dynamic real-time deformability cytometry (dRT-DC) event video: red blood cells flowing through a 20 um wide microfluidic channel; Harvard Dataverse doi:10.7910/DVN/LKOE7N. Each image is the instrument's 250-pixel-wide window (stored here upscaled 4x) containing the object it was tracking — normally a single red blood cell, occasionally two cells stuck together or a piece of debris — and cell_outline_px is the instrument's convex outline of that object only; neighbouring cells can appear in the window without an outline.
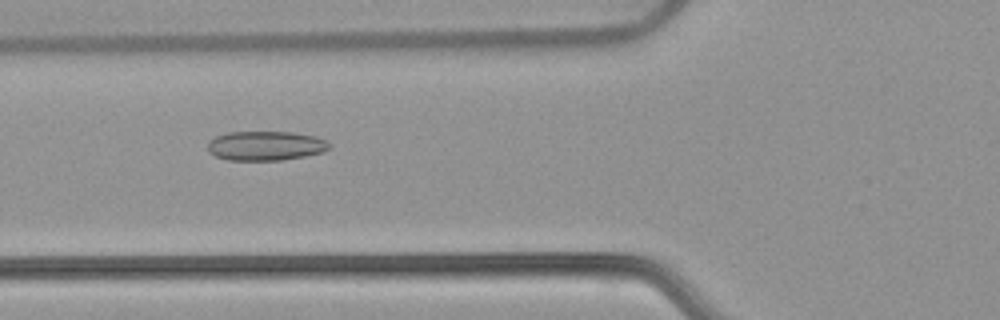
{"species": "common noctule bat (a hibernating species)", "species_latin": "Nyctalus noctula", "temperature_condition": "warm", "stored_images_in_passage": 53, "camera_frame_rate_fps": 3000, "um_per_image_px": 0.085, "animal": {"sex": "female", "body_mass_g": 22.7, "forearm_length_mm": 54.2}, "frame": {"image": 1, "passage_image": 20, "time_ms": 6.333, "image_size_px": [1000, 320], "cell_outline_px": [[332, 144], [324, 152], [284, 160], [228, 160], [216, 156], [208, 152], [208, 140], [216, 136], [228, 132], [292, 132], [316, 136]], "centroid_in_image_um": [22.57, 12.39], "position_along_channel_um": 103.2, "area_um2": 20.92}}
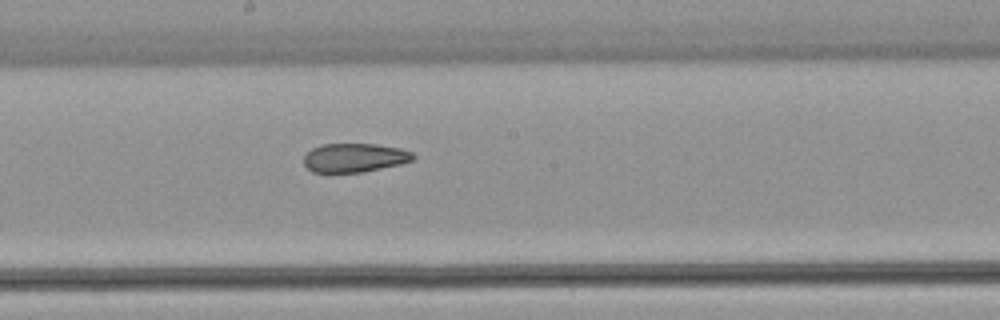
{"frame": {"image": 2, "passage_image": 29, "time_ms": 9.333, "image_size_px": [1000, 320], "cell_outline_px": [[416, 156], [412, 160], [400, 164], [364, 172], [312, 172], [304, 164], [304, 156], [312, 148], [320, 144], [376, 144], [400, 148], [412, 152]], "centroid_in_image_um": [30.14, 13.4], "position_along_channel_um": 218.1, "area_um2": 18.38}}
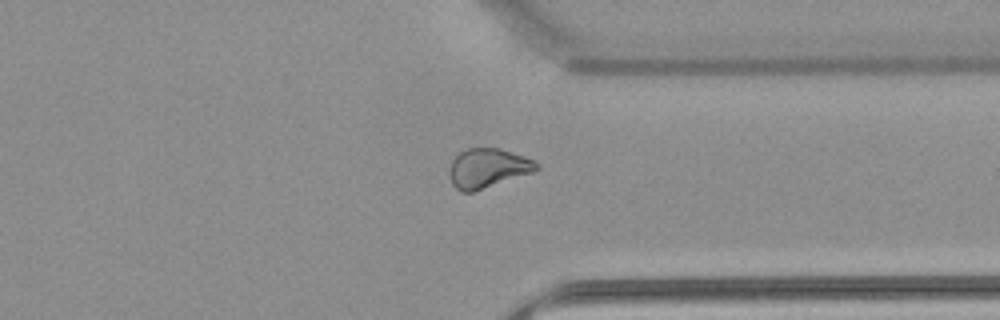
{"frame": {"image": 3, "passage_image": 41, "time_ms": 13.333, "image_size_px": [1000, 320], "cell_outline_px": [[540, 168], [532, 172], [472, 192], [460, 192], [452, 184], [448, 172], [452, 160], [460, 152], [468, 148], [500, 148], [524, 156], [540, 164]], "centroid_in_image_um": [41.44, 14.29], "position_along_channel_um": 370.0, "area_um2": 19.83}, "authors_computed_cell_mechanics": {"area_um2": 22.1374, "velocity_mm_per_s": 3.8291, "shape_relaxation_time_tau1_ms": null, "shape_relaxation_time_tau2_ms": 2.5385, "deformation_change_tau1": null, "deformation_change_tau2": 0.0788}}